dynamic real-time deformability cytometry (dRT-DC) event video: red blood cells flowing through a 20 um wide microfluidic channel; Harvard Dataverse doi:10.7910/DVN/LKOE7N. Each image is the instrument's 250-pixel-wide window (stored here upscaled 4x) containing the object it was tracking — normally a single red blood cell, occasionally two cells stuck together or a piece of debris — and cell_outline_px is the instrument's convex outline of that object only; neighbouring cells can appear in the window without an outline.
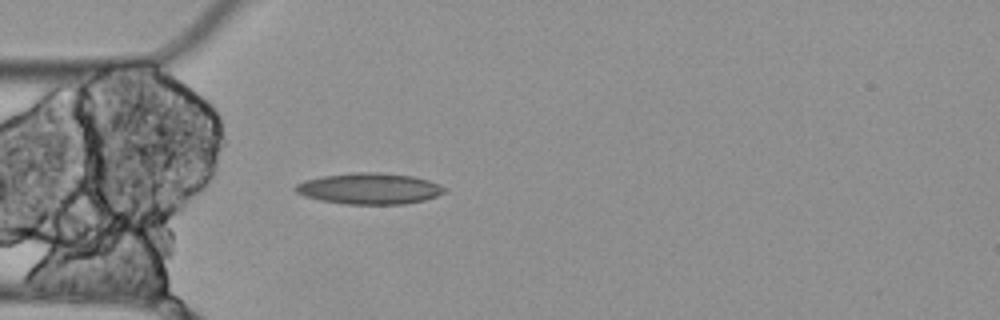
{"species": "Egyptian fruit bat (a non-hibernating species)", "species_latin": "Rousettus aegyptiacus", "temperature_condition": "cold", "stored_images_in_passage": 4, "camera_frame_rate_fps": 3000, "um_per_image_px": 0.085, "animal": {"sex": "female"}, "frame": {"image": 1, "passage_image": 4, "time_ms": 1.0, "image_size_px": [1000, 320], "cell_outline_px": [[448, 192], [424, 200], [404, 204], [344, 204], [320, 200], [304, 196], [296, 192], [292, 188], [296, 184], [304, 180], [324, 176], [352, 172], [380, 172], [412, 176], [428, 180], [440, 184], [448, 188]], "centroid_in_image_um": [31.42, 16.03], "position_along_channel_um": 53.6, "area_um2": 27.28}}